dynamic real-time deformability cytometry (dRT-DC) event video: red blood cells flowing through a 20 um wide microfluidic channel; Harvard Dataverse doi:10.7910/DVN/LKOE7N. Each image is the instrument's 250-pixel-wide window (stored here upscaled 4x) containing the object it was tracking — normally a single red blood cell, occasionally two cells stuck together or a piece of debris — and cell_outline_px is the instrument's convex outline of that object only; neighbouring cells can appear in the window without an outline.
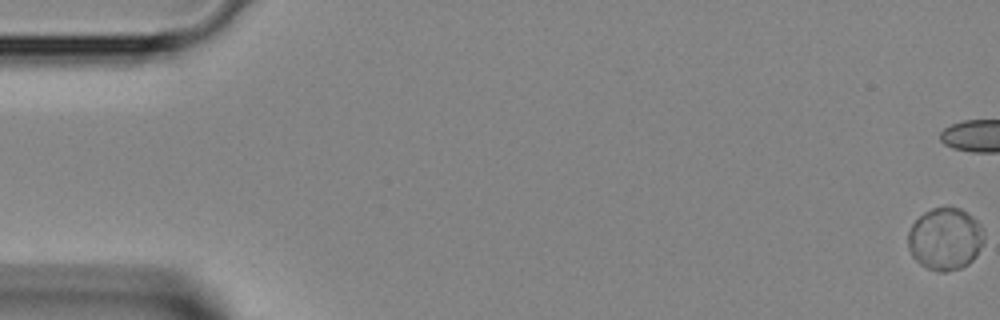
{"species": "Egyptian fruit bat (a non-hibernating species)", "species_latin": "Rousettus aegyptiacus", "temperature_condition": "room temperature", "stored_images_in_passage": 3, "camera_frame_rate_fps": 3000, "um_per_image_px": 0.085, "animal": {"sex": "female"}, "frame": {"image": 1, "passage_image": 1, "time_ms": 0.0, "image_size_px": [1000, 320], "cell_outline_px": [[984, 240], [976, 256], [968, 264], [960, 268], [948, 272], [940, 272], [928, 268], [920, 264], [912, 256], [908, 248], [908, 232], [912, 224], [924, 212], [932, 208], [948, 204], [960, 208], [972, 216], [980, 224]], "centroid_in_image_um": [80.33, 20.28], "position_along_channel_um": 4.7, "area_um2": 27.86}}